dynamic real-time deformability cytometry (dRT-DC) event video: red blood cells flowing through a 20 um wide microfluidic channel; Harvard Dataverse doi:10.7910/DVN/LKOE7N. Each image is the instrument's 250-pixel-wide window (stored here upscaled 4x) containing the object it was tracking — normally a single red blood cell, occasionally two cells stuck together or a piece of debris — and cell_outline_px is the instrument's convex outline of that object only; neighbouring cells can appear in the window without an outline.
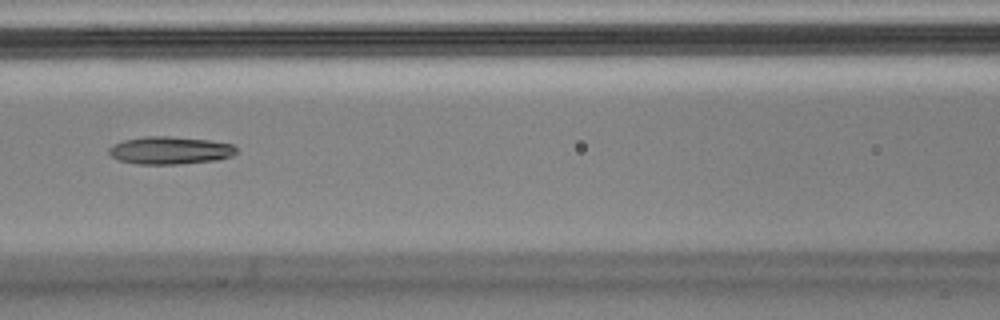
{"species": "Egyptian fruit bat (a non-hibernating species)", "species_latin": "Rousettus aegyptiacus", "temperature_condition": "cold", "stored_images_in_passage": 9, "camera_frame_rate_fps": 3000, "um_per_image_px": 0.085, "animal": {"sex": "male"}, "frame": {"image": 1, "passage_image": 3, "time_ms": 0.667, "image_size_px": [1000, 320], "cell_outline_px": [[236, 152], [232, 156], [216, 160], [176, 164], [136, 164], [120, 160], [112, 156], [108, 152], [108, 148], [112, 144], [124, 140], [144, 136], [168, 136], [208, 140], [232, 144], [236, 148]], "centroid_in_image_um": [14.42, 12.78], "position_along_channel_um": 152.2, "area_um2": 20.46}}
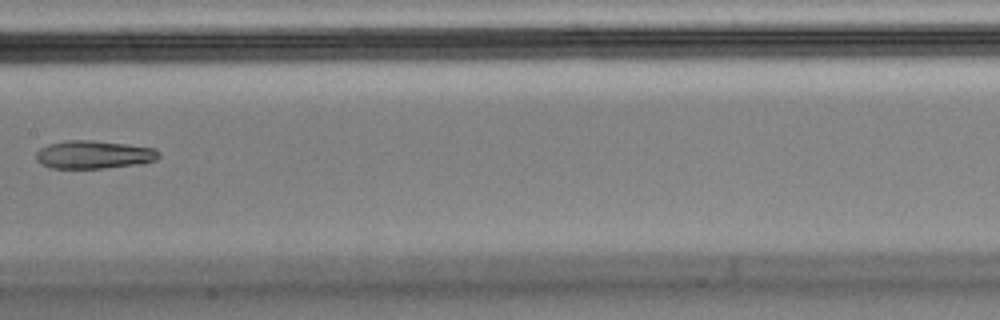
{"frame": {"image": 2, "passage_image": 4, "time_ms": 1.0, "image_size_px": [1000, 320], "cell_outline_px": [[160, 156], [156, 160], [140, 164], [104, 168], [52, 168], [40, 164], [36, 160], [36, 152], [40, 148], [48, 144], [68, 140], [92, 140], [156, 148], [160, 152]], "centroid_in_image_um": [7.97, 13.14], "position_along_channel_um": 199.4, "area_um2": 20.17}}